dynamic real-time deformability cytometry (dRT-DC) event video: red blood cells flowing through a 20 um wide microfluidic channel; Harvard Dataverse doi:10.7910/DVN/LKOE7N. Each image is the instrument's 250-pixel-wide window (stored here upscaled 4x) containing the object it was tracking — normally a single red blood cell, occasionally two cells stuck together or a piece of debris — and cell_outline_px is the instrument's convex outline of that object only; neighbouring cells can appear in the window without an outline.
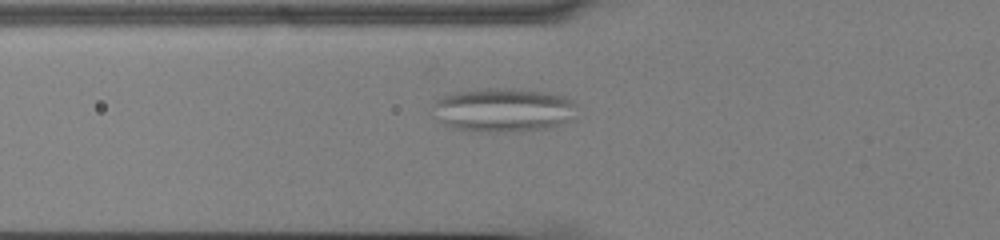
{"species": "common noctule bat (a hibernating species)", "species_latin": "Nyctalus noctula", "temperature_condition": "cold", "stored_images_in_passage": 38, "camera_frame_rate_fps": 3000, "um_per_image_px": 0.085, "animal": {"sex": "male", "body_mass_g": 13.0, "forearm_length_mm": 53.1}, "frame": {"image": 1, "passage_image": 4, "time_ms": 1.0, "image_size_px": [1000, 240], "cell_outline_px": [[576, 116], [572, 120], [552, 128], [516, 132], [492, 132], [452, 128], [444, 124], [432, 116], [432, 104], [436, 100], [452, 92], [476, 88], [512, 88], [548, 92], [564, 96], [572, 100], [576, 104]], "centroid_in_image_um": [42.79, 9.34], "position_along_channel_um": 83.0, "area_um2": 37.86}}
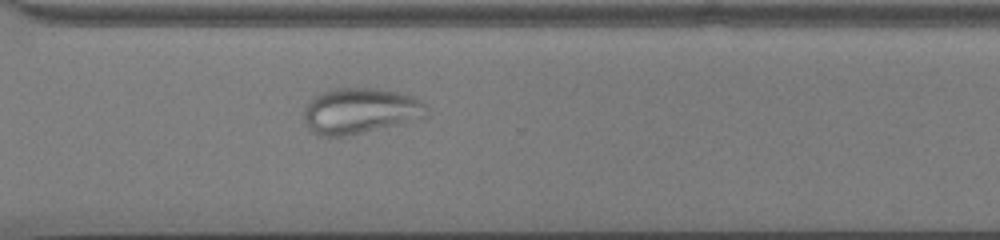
{"frame": {"image": 2, "passage_image": 25, "time_ms": 8.0, "image_size_px": [1000, 240], "cell_outline_px": [[428, 116], [396, 124], [344, 136], [316, 136], [304, 120], [304, 108], [308, 100], [320, 92], [336, 88], [376, 88], [396, 92], [412, 96], [420, 100], [428, 108]], "centroid_in_image_um": [30.57, 9.41], "position_along_channel_um": 340.0, "area_um2": 32.48}}
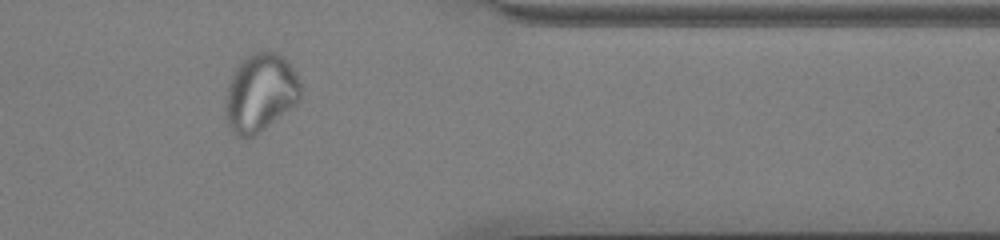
{"frame": {"image": 3, "passage_image": 30, "time_ms": 9.667, "image_size_px": [1000, 240], "cell_outline_px": [[300, 100], [252, 136], [244, 140], [236, 136], [232, 132], [228, 124], [224, 108], [224, 96], [232, 76], [236, 68], [248, 56], [264, 48], [276, 52], [284, 56], [288, 60], [296, 72], [300, 80]], "centroid_in_image_um": [22.11, 7.85], "position_along_channel_um": 389.3, "area_um2": 34.22}}